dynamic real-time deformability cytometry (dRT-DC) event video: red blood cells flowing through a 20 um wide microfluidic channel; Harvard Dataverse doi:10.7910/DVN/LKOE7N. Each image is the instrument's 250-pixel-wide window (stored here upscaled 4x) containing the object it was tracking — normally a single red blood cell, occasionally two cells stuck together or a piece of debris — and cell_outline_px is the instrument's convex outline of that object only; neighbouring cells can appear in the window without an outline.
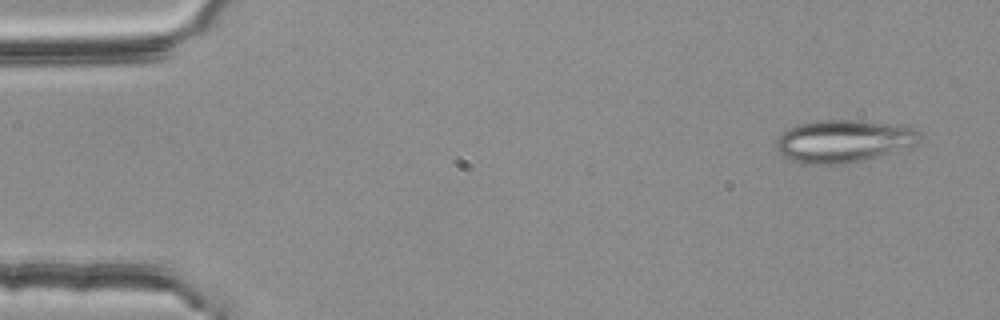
{"species": "common noctule bat (a hibernating species)", "species_latin": "Nyctalus noctula", "temperature_condition": "room temperature", "stored_images_in_passage": 19, "camera_frame_rate_fps": 3000, "um_per_image_px": 0.085, "animal": {"sex": "female", "body_mass_g": 25.1}, "frame": {"image": 1, "passage_image": 3, "time_ms": 0.667, "image_size_px": [1000, 320], "cell_outline_px": [[920, 140], [916, 144], [864, 160], [844, 164], [804, 164], [792, 160], [784, 156], [776, 148], [776, 140], [788, 128], [800, 124], [816, 120], [856, 120], [900, 124], [912, 128], [920, 132]], "centroid_in_image_um": [71.7, 11.98], "position_along_channel_um": 13.3, "area_um2": 35.43}}